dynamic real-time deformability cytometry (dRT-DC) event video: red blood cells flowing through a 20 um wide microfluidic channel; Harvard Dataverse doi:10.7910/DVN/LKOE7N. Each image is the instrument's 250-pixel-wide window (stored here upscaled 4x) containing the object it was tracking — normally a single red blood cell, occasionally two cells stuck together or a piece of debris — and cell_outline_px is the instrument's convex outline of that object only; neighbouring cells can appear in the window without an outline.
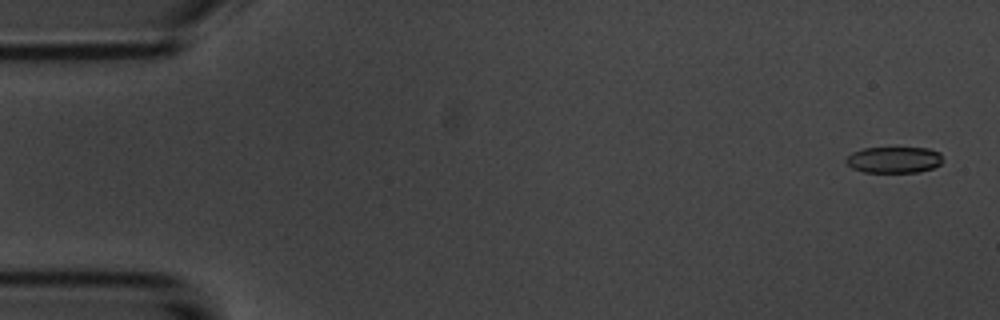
{"species": "common noctule bat (a hibernating species)", "species_latin": "Nyctalus noctula", "temperature_condition": "room temperature", "stored_images_in_passage": 8, "camera_frame_rate_fps": 3000, "um_per_image_px": 0.085, "animal": {"sex": "male", "body_mass_g": 20.1, "forearm_length_mm": 53.5}, "frame": {"image": 1, "passage_image": 1, "time_ms": 0.0, "image_size_px": [1000, 320], "cell_outline_px": [[940, 164], [932, 168], [920, 172], [864, 172], [852, 168], [844, 160], [852, 152], [864, 148], [928, 148], [940, 152]], "centroid_in_image_um": [75.96, 13.58], "position_along_channel_um": 9.0, "area_um2": 14.68}}
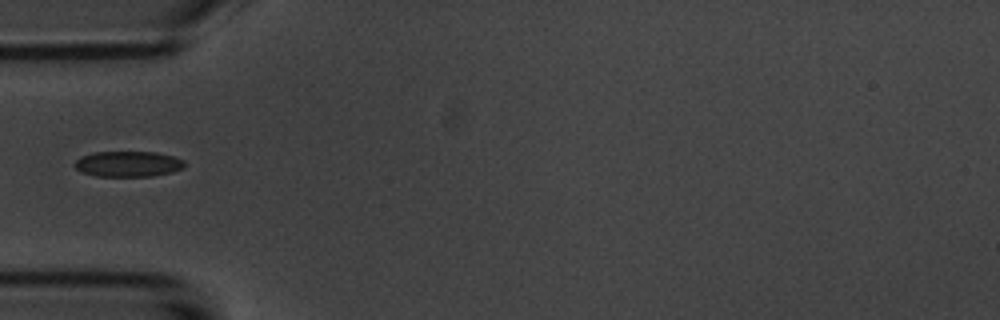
{"frame": {"image": 2, "passage_image": 5, "time_ms": 5.333, "image_size_px": [1000, 320], "cell_outline_px": [[184, 168], [172, 172], [152, 176], [96, 176], [80, 172], [72, 164], [80, 156], [96, 152], [156, 152], [172, 156], [184, 160]], "centroid_in_image_um": [10.86, 13.94], "position_along_channel_um": 74.1, "area_um2": 16.47}}
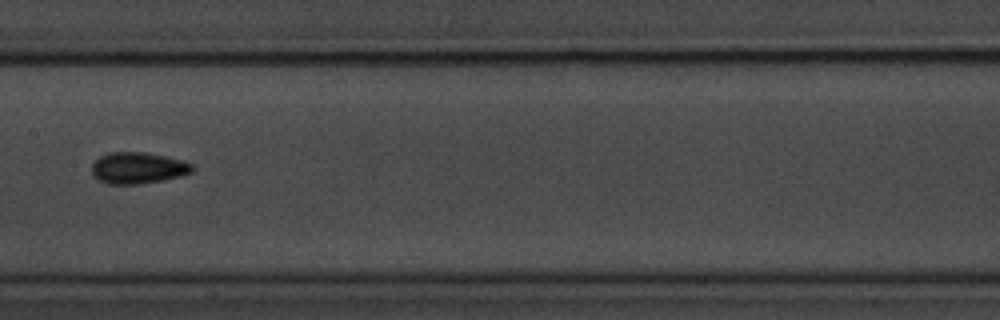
{"frame": {"image": 3, "passage_image": 8, "time_ms": 8.667, "image_size_px": [1000, 320], "cell_outline_px": [[192, 172], [180, 176], [160, 180], [136, 184], [108, 184], [96, 180], [92, 176], [92, 164], [100, 156], [112, 152], [144, 152], [184, 160], [192, 164]], "centroid_in_image_um": [11.68, 14.28], "position_along_channel_um": 195.7, "area_um2": 18.32}}